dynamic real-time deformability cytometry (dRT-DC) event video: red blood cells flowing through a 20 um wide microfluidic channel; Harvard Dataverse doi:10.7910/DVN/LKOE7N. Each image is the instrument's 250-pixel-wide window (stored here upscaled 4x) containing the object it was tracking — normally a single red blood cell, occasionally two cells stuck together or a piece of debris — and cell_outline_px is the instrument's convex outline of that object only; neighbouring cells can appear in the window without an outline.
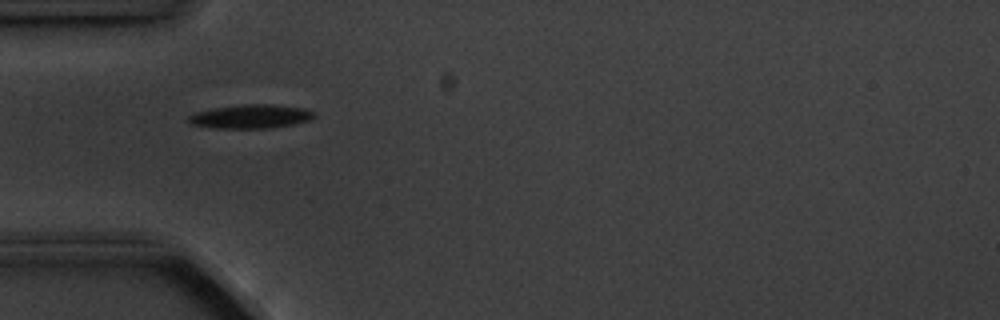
{"species": "common noctule bat (a hibernating species)", "species_latin": "Nyctalus noctula", "temperature_condition": "cold", "stored_images_in_passage": 7, "camera_frame_rate_fps": 3000, "um_per_image_px": 0.085, "animal": {"sex": "male", "body_mass_g": 20.1, "forearm_length_mm": 53.5}, "frame": {"image": 1, "passage_image": 6, "time_ms": 6.667, "image_size_px": [1000, 320], "cell_outline_px": [[316, 116], [312, 120], [292, 124], [268, 128], [216, 128], [192, 124], [188, 120], [188, 116], [196, 112], [216, 108], [240, 104], [272, 104], [304, 108], [316, 112]], "centroid_in_image_um": [21.38, 9.89], "position_along_channel_um": 63.6, "area_um2": 17.4}}
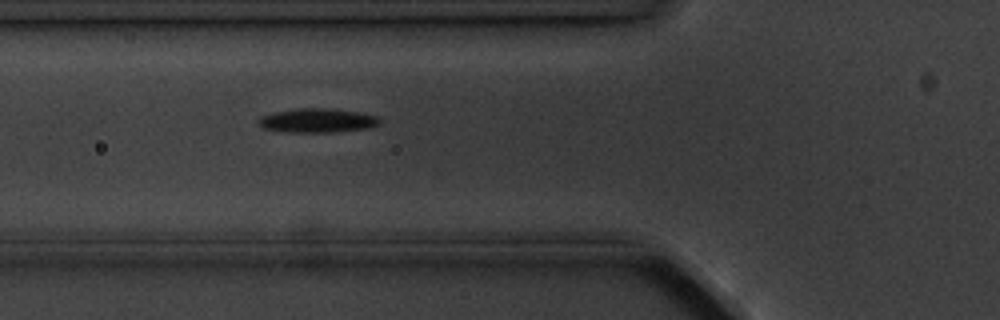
{"frame": {"image": 2, "passage_image": 7, "time_ms": 7.667, "image_size_px": [1000, 320], "cell_outline_px": [[380, 120], [372, 128], [332, 132], [292, 132], [264, 128], [256, 124], [256, 120], [260, 116], [272, 112], [296, 108], [332, 108], [360, 112], [376, 116]], "centroid_in_image_um": [26.93, 10.23], "position_along_channel_um": 98.9, "area_um2": 17.17}}